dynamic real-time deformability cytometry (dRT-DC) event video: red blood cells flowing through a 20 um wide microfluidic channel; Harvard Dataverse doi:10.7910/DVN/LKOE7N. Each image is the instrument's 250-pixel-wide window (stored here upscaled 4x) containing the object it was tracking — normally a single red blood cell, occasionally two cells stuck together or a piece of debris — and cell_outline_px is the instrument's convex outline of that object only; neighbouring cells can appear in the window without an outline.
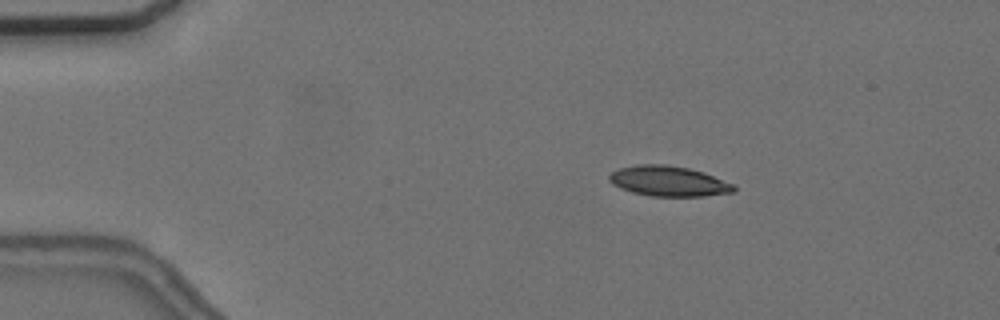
{"species": "common noctule bat (a hibernating species)", "species_latin": "Nyctalus noctula", "temperature_condition": "cold", "stored_images_in_passage": 5, "camera_frame_rate_fps": 3000, "um_per_image_px": 0.085, "animal": {"sex": "female", "body_mass_g": 24.6, "forearm_length_mm": 56.2}, "frame": {"image": 1, "passage_image": 3, "time_ms": 2.667, "image_size_px": [1000, 320], "cell_outline_px": [[736, 192], [704, 196], [652, 196], [632, 192], [620, 188], [612, 184], [608, 180], [608, 176], [612, 172], [620, 168], [636, 164], [664, 164], [688, 168], [704, 172], [736, 184]], "centroid_in_image_um": [56.86, 15.4], "position_along_channel_um": 28.1, "area_um2": 22.2}}